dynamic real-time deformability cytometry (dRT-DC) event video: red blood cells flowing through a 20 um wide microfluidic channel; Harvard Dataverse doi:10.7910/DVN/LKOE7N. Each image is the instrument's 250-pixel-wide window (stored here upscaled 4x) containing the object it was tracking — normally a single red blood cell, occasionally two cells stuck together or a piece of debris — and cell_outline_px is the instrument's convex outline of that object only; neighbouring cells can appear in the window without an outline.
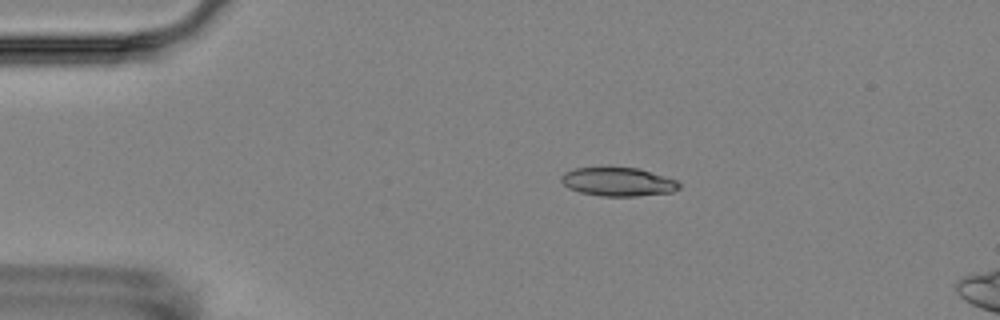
{"species": "Egyptian fruit bat (a non-hibernating species)", "species_latin": "Rousettus aegyptiacus", "temperature_condition": "room temperature", "stored_images_in_passage": 4, "camera_frame_rate_fps": 3000, "um_per_image_px": 0.085, "animal": {"sex": "female"}, "frame": {"image": 1, "passage_image": 3, "time_ms": 2.333, "image_size_px": [1000, 320], "cell_outline_px": [[680, 188], [672, 192], [636, 196], [600, 196], [580, 192], [568, 188], [560, 180], [560, 176], [564, 172], [576, 168], [608, 164], [640, 168], [676, 180], [680, 184]], "centroid_in_image_um": [52.49, 15.4], "position_along_channel_um": 32.5, "area_um2": 20.52}}